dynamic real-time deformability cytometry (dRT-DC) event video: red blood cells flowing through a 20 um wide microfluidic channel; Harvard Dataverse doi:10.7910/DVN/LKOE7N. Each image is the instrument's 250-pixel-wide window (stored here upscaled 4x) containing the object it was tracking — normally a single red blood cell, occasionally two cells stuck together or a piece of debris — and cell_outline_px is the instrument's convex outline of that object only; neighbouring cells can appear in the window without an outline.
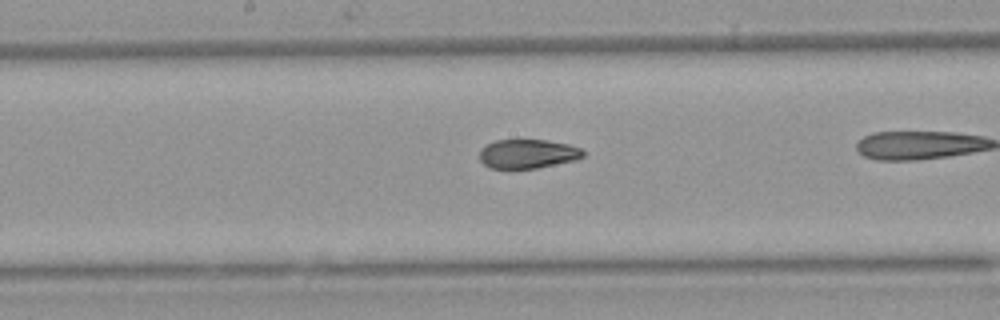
{"species": "Egyptian fruit bat (a non-hibernating species)", "species_latin": "Rousettus aegyptiacus", "temperature_condition": "warm", "stored_images_in_passage": 31, "camera_frame_rate_fps": 3000, "um_per_image_px": 0.085, "animal": {"sex": "female"}, "frame": {"image": 1, "passage_image": 18, "time_ms": 5.667, "image_size_px": [1000, 320], "cell_outline_px": [[584, 156], [576, 160], [536, 168], [508, 172], [488, 168], [480, 160], [480, 152], [488, 144], [496, 140], [544, 140], [568, 144], [580, 148], [584, 152]], "centroid_in_image_um": [44.82, 13.13], "position_along_channel_um": 203.4, "area_um2": 18.03}}
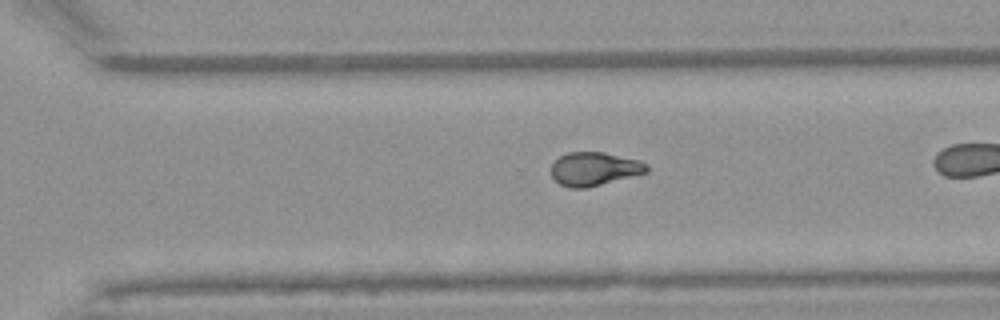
{"frame": {"image": 2, "passage_image": 27, "time_ms": 8.667, "image_size_px": [1000, 320], "cell_outline_px": [[648, 172], [588, 188], [572, 188], [560, 184], [552, 176], [552, 164], [560, 156], [568, 152], [604, 152], [640, 160], [648, 164]], "centroid_in_image_um": [50.54, 14.35], "position_along_channel_um": 320.1, "area_um2": 18.67}}